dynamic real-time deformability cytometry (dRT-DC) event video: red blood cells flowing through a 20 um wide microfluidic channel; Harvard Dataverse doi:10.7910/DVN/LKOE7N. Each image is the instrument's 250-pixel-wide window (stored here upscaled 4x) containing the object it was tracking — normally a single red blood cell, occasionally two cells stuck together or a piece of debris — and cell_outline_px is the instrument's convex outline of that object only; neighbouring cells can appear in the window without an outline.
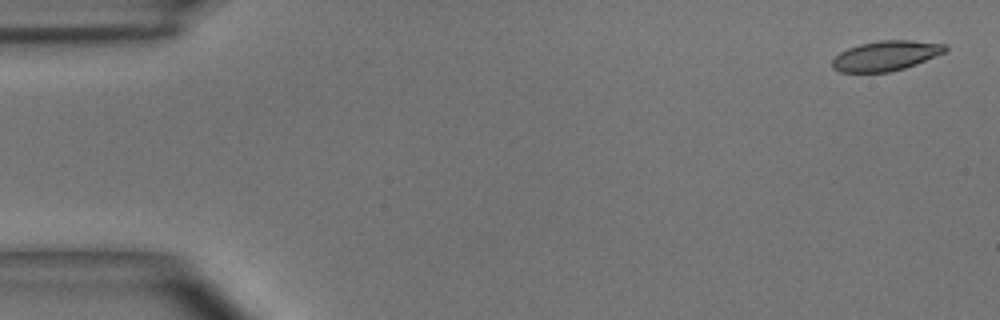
{"species": "common noctule bat (a hibernating species)", "species_latin": "Nyctalus noctula", "temperature_condition": "room temperature", "stored_images_in_passage": 3, "camera_frame_rate_fps": 3000, "um_per_image_px": 0.085, "animal": {"sex": "male", "body_mass_g": 15.6}, "frame": {"image": 1, "passage_image": 1, "time_ms": 0.0, "image_size_px": [1000, 320], "cell_outline_px": [[948, 48], [944, 52], [916, 64], [904, 68], [888, 72], [840, 72], [832, 68], [832, 60], [840, 52], [848, 48], [860, 44], [880, 40], [912, 40], [944, 44]], "centroid_in_image_um": [75.27, 4.74], "position_along_channel_um": 9.7, "area_um2": 19.54}}